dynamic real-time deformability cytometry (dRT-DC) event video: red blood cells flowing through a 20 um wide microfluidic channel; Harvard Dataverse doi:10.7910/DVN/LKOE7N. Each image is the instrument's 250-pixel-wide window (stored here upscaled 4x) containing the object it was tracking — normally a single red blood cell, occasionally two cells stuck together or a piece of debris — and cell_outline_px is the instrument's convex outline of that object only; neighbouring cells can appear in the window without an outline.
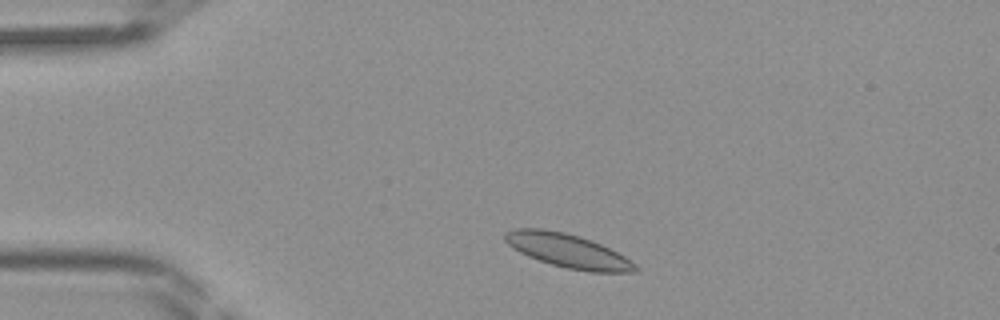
{"species": "Egyptian fruit bat (a non-hibernating species)", "species_latin": "Rousettus aegyptiacus", "temperature_condition": "room temperature", "stored_images_in_passage": 39, "camera_frame_rate_fps": 3000, "um_per_image_px": 0.085, "frame": {"image": 1, "passage_image": 4, "time_ms": 1.0, "image_size_px": [1000, 320], "cell_outline_px": [[636, 268], [624, 272], [596, 272], [568, 268], [552, 264], [540, 260], [516, 248], [504, 236], [508, 232], [524, 228], [536, 228], [560, 232], [576, 236], [600, 244], [616, 252], [628, 260]], "centroid_in_image_um": [48.28, 21.32], "position_along_channel_um": 36.7, "area_um2": 23.76}}
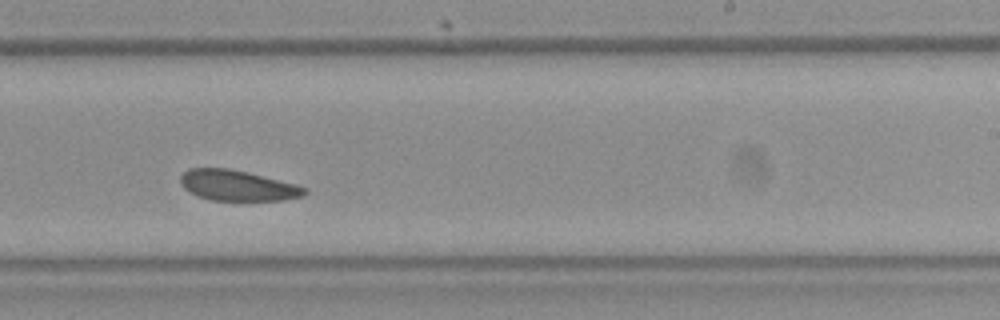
{"frame": {"image": 2, "passage_image": 22, "time_ms": 7.0, "image_size_px": [1000, 320], "cell_outline_px": [[304, 192], [300, 196], [280, 200], [212, 200], [200, 196], [184, 188], [180, 180], [180, 176], [184, 172], [192, 168], [224, 168], [244, 172], [292, 184], [304, 188]], "centroid_in_image_um": [20.09, 15.77], "position_along_channel_um": 268.9, "area_um2": 21.04}}
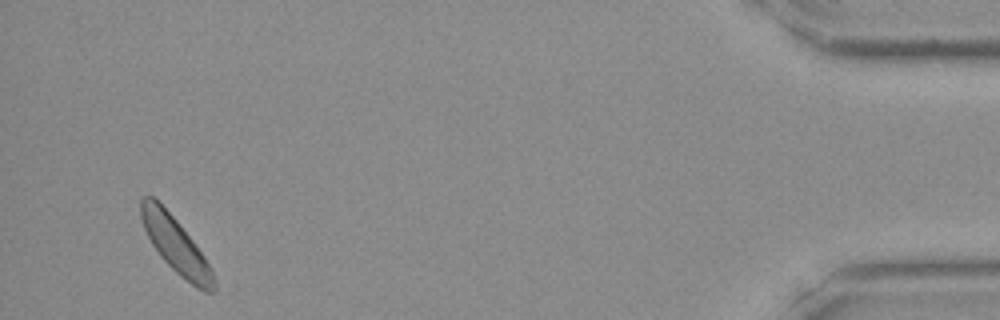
{"frame": {"image": 3, "passage_image": 37, "time_ms": 12.0, "image_size_px": [1000, 320], "cell_outline_px": [[216, 288], [212, 292], [204, 292], [192, 284], [176, 272], [164, 260], [152, 244], [144, 228], [140, 216], [140, 200], [144, 196], [152, 196], [176, 220], [192, 240], [208, 264], [212, 272]], "centroid_in_image_um": [14.91, 20.83], "position_along_channel_um": 420.3, "area_um2": 22.66}}